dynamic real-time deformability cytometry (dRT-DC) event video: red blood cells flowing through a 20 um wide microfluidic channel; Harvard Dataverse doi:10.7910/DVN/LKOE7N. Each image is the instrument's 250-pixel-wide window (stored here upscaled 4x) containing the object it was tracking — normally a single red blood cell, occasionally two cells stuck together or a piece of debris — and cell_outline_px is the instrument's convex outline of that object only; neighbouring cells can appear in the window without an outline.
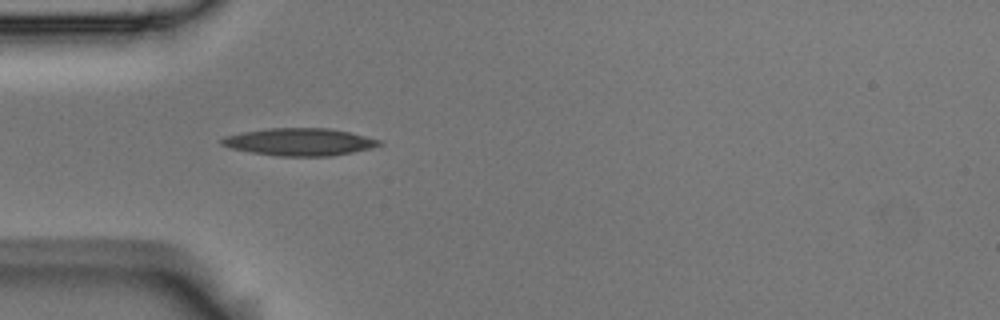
{"species": "Egyptian fruit bat (a non-hibernating species)", "species_latin": "Rousettus aegyptiacus", "temperature_condition": "room temperature", "stored_images_in_passage": 11, "camera_frame_rate_fps": 3000, "um_per_image_px": 0.085, "animal": {"sex": "male"}, "frame": {"image": 1, "passage_image": 1, "time_ms": 0.0, "image_size_px": [1000, 320], "cell_outline_px": [[380, 144], [372, 148], [332, 156], [280, 156], [252, 152], [232, 148], [220, 144], [220, 140], [224, 136], [244, 132], [268, 128], [328, 128], [348, 132], [380, 140]], "centroid_in_image_um": [25.44, 12.06], "position_along_channel_um": 59.6, "area_um2": 24.85}}
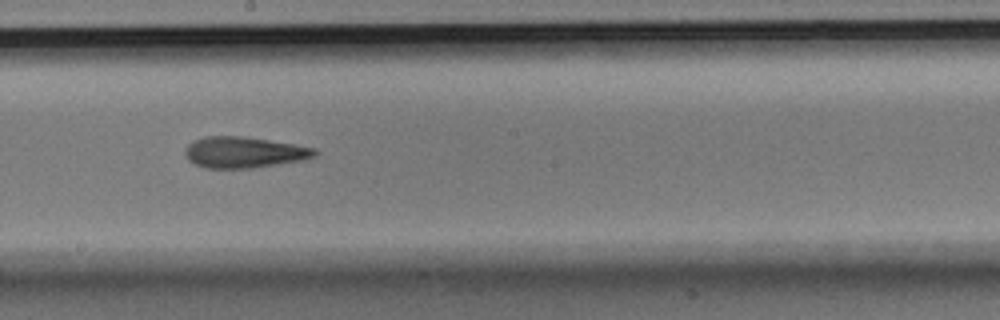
{"frame": {"image": 2, "passage_image": 5, "time_ms": 1.333, "image_size_px": [1000, 320], "cell_outline_px": [[320, 152], [316, 156], [304, 160], [252, 168], [208, 168], [196, 164], [188, 160], [184, 152], [188, 144], [192, 140], [204, 136], [244, 136], [316, 148]], "centroid_in_image_um": [20.75, 12.94], "position_along_channel_um": 227.4, "area_um2": 23.58}}
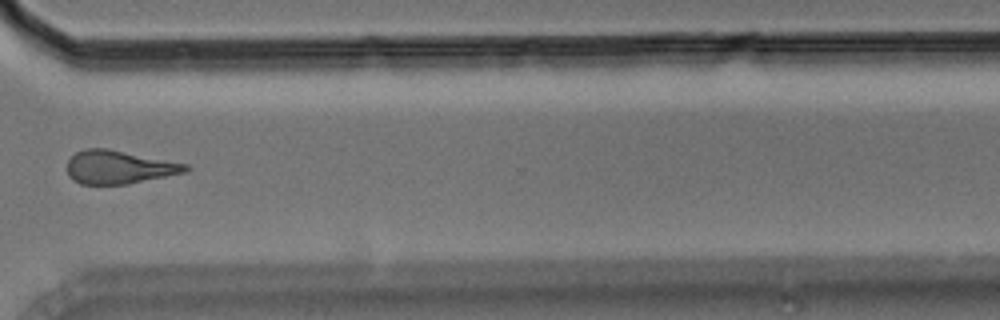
{"frame": {"image": 3, "passage_image": 8, "time_ms": 2.333, "image_size_px": [1000, 320], "cell_outline_px": [[192, 168], [184, 172], [128, 184], [80, 184], [72, 180], [68, 176], [68, 160], [76, 152], [84, 148], [108, 148], [188, 164]], "centroid_in_image_um": [10.09, 14.2], "position_along_channel_um": 360.5, "area_um2": 23.0}}